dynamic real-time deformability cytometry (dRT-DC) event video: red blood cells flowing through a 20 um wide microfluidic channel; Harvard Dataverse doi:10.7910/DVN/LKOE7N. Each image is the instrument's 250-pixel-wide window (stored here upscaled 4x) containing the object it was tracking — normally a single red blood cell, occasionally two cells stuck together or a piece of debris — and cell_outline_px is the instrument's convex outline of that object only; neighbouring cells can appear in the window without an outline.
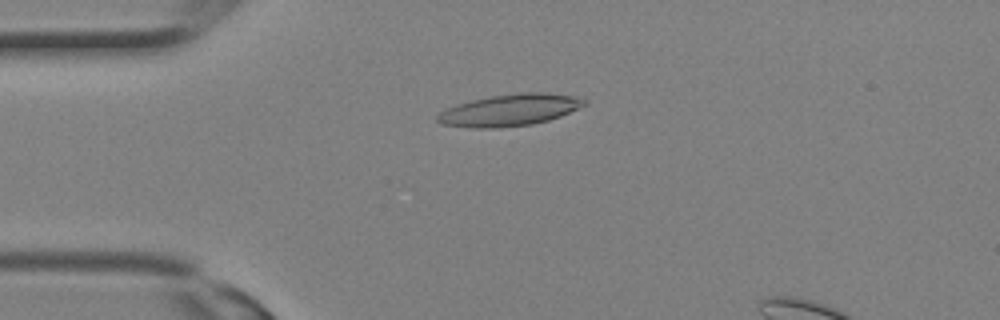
{"species": "Egyptian fruit bat (a non-hibernating species)", "species_latin": "Rousettus aegyptiacus", "temperature_condition": "room temperature", "stored_images_in_passage": 19, "camera_frame_rate_fps": 3000, "um_per_image_px": 0.085, "animal": {"sex": "female"}, "frame": {"image": 1, "passage_image": 8, "time_ms": 2.333, "image_size_px": [1000, 320], "cell_outline_px": [[588, 104], [560, 116], [548, 120], [532, 124], [492, 128], [476, 128], [440, 124], [436, 120], [436, 116], [440, 112], [456, 104], [472, 100], [492, 96], [520, 92], [548, 92], [576, 96], [588, 100]], "centroid_in_image_um": [43.36, 9.34], "position_along_channel_um": 41.6, "area_um2": 27.22}}
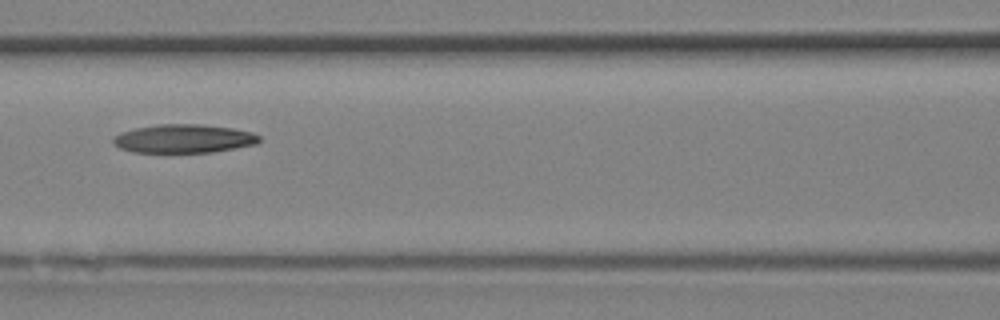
{"frame": {"image": 2, "passage_image": 14, "time_ms": 4.333, "image_size_px": [1000, 320], "cell_outline_px": [[260, 140], [256, 144], [212, 152], [132, 152], [120, 148], [112, 144], [112, 136], [120, 132], [136, 128], [160, 124], [200, 124], [232, 128], [252, 132], [260, 136]], "centroid_in_image_um": [15.58, 11.78], "position_along_channel_um": 151.0, "area_um2": 24.33}}
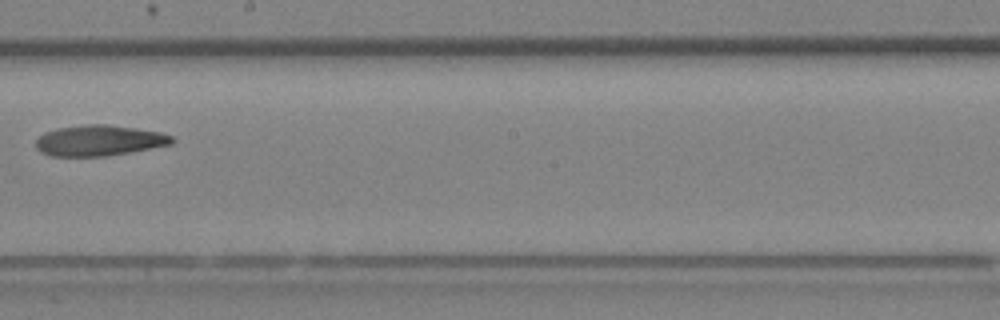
{"frame": {"image": 3, "passage_image": 18, "time_ms": 5.667, "image_size_px": [1000, 320], "cell_outline_px": [[176, 140], [172, 144], [108, 156], [52, 156], [40, 152], [36, 148], [36, 140], [44, 132], [56, 128], [88, 124], [108, 124], [160, 132], [172, 136]], "centroid_in_image_um": [8.42, 11.94], "position_along_channel_um": 239.8, "area_um2": 24.39}}